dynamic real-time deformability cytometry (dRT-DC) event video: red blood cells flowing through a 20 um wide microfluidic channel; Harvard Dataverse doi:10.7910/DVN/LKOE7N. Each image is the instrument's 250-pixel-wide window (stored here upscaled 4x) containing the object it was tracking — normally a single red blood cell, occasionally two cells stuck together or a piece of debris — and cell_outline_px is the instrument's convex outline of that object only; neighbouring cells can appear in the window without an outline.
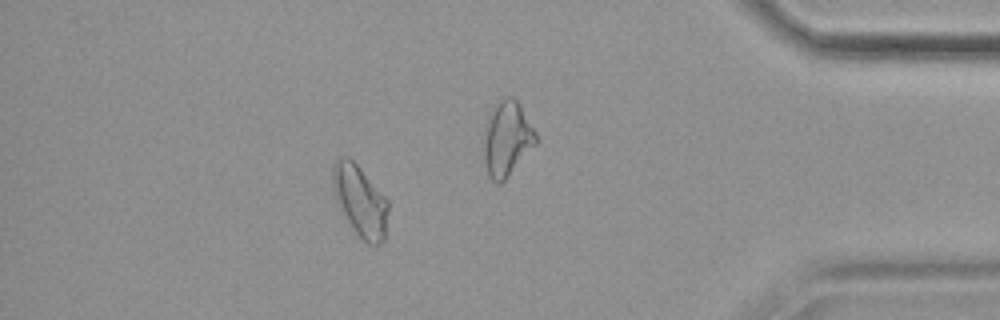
{"species": "common noctule bat (a hibernating species)", "species_latin": "Nyctalus noctula", "temperature_condition": "cold", "stored_images_in_passage": 52, "camera_frame_rate_fps": 3000, "um_per_image_px": 0.085, "animal": {"sex": "female", "body_mass_g": 19.9}, "frame": {"image": 1, "passage_image": 45, "time_ms": 14.667, "image_size_px": [1000, 320], "cell_outline_px": [[388, 212], [384, 240], [380, 244], [368, 244], [356, 232], [340, 208], [336, 200], [332, 184], [332, 164], [340, 156], [348, 156], [360, 168], [388, 200]], "centroid_in_image_um": [30.6, 17.04], "position_along_channel_um": 404.6, "area_um2": 22.66}}